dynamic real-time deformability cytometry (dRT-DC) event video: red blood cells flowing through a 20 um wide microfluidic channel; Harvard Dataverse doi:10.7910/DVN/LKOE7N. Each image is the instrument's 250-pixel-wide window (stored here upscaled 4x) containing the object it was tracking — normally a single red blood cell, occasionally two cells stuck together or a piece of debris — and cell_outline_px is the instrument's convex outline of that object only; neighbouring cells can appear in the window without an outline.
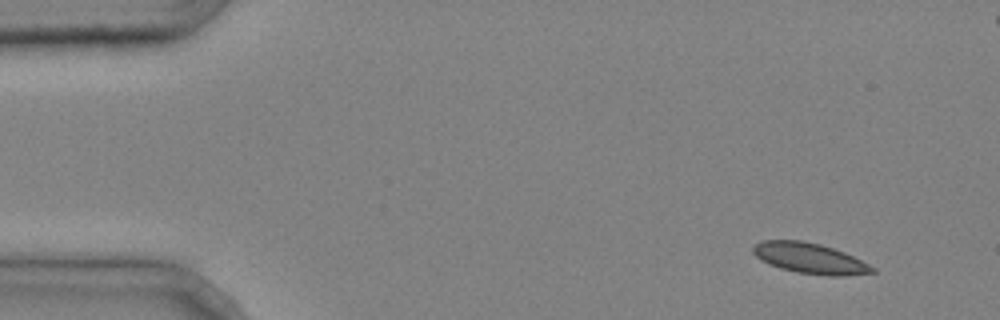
{"species": "common noctule bat (a hibernating species)", "species_latin": "Nyctalus noctula", "temperature_condition": "cold", "stored_images_in_passage": 4, "camera_frame_rate_fps": 3000, "um_per_image_px": 0.085, "animal": {"sex": "male", "body_mass_g": 20.4}, "frame": {"image": 1, "passage_image": 1, "time_ms": 0.0, "image_size_px": [1000, 320], "cell_outline_px": [[876, 272], [844, 276], [828, 276], [796, 272], [780, 268], [768, 264], [760, 260], [752, 252], [752, 248], [760, 240], [804, 240], [820, 244], [844, 252], [876, 268]], "centroid_in_image_um": [68.81, 21.95], "position_along_channel_um": 16.2, "area_um2": 21.33}}